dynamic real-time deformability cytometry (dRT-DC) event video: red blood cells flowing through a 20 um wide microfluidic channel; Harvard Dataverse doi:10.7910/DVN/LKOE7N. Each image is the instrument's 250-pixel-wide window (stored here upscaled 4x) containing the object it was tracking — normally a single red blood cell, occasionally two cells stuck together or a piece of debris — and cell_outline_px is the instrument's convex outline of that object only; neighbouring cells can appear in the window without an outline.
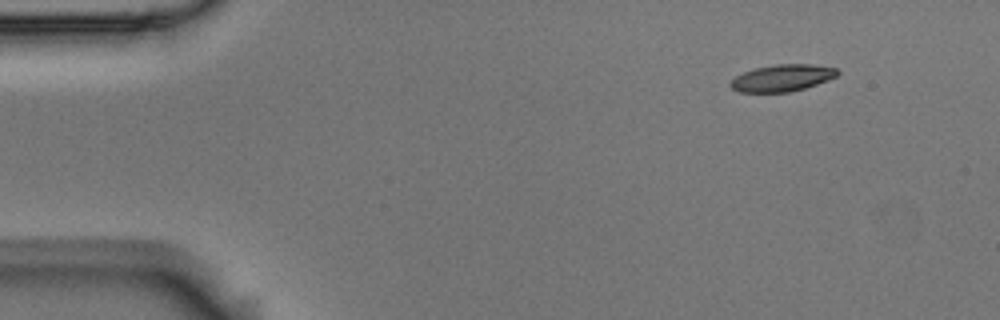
{"species": "Egyptian fruit bat (a non-hibernating species)", "species_latin": "Rousettus aegyptiacus", "temperature_condition": "room temperature", "stored_images_in_passage": 8, "camera_frame_rate_fps": 3000, "um_per_image_px": 0.085, "animal": {"sex": "male"}, "frame": {"image": 1, "passage_image": 1, "time_ms": 0.0, "image_size_px": [1000, 320], "cell_outline_px": [[840, 72], [836, 76], [828, 80], [804, 88], [788, 92], [740, 92], [732, 88], [728, 84], [736, 76], [744, 72], [756, 68], [776, 64], [812, 64], [836, 68]], "centroid_in_image_um": [66.49, 6.62], "position_along_channel_um": 18.5, "area_um2": 16.59}}
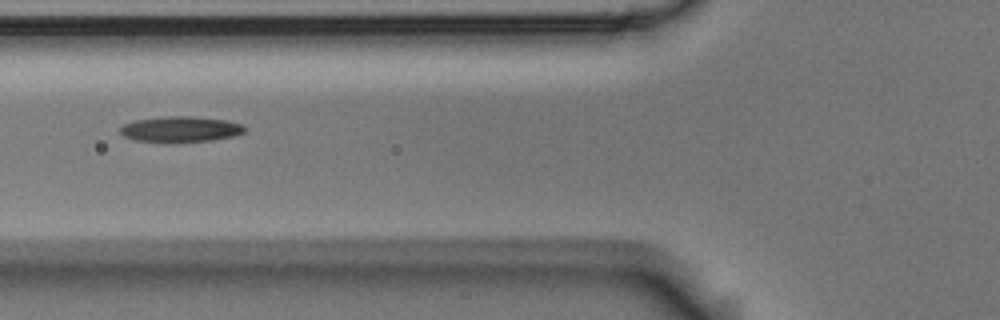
{"frame": {"image": 2, "passage_image": 5, "time_ms": 1.333, "image_size_px": [1000, 320], "cell_outline_px": [[248, 128], [244, 132], [232, 136], [212, 140], [136, 140], [124, 136], [120, 132], [120, 128], [124, 124], [132, 120], [164, 116], [192, 116], [228, 120], [244, 124]], "centroid_in_image_um": [15.39, 10.93], "position_along_channel_um": 110.4, "area_um2": 18.15}}
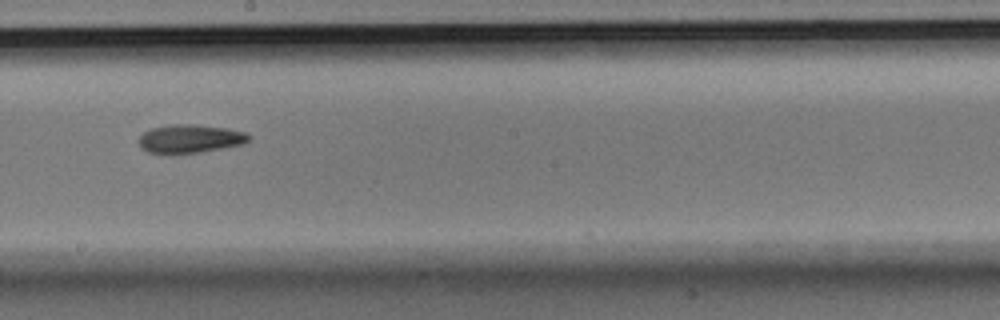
{"frame": {"image": 3, "passage_image": 8, "time_ms": 2.333, "image_size_px": [1000, 320], "cell_outline_px": [[252, 136], [244, 144], [200, 152], [172, 156], [148, 152], [140, 148], [136, 140], [144, 132], [152, 128], [168, 124], [192, 124], [228, 128], [244, 132]], "centroid_in_image_um": [16.09, 11.82], "position_along_channel_um": 232.1, "area_um2": 18.84}}